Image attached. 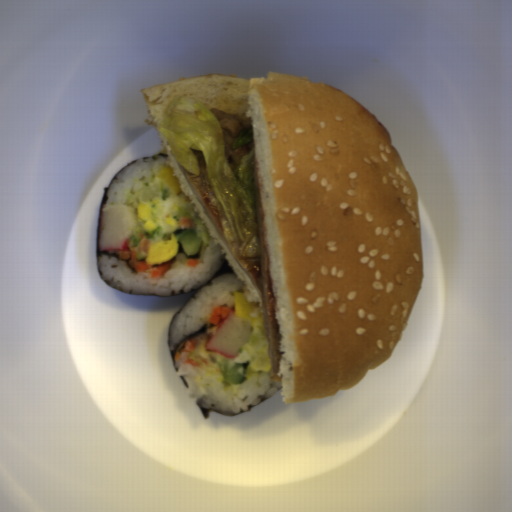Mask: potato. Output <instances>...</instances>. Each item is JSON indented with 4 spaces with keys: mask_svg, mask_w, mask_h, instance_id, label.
I'll return each instance as SVG.
<instances>
[{
    "mask_svg": "<svg viewBox=\"0 0 512 512\" xmlns=\"http://www.w3.org/2000/svg\"><path fill=\"white\" fill-rule=\"evenodd\" d=\"M173 167L166 166L162 168L158 173L159 180L165 184L173 194H179L182 190L180 188V182L176 176L172 175Z\"/></svg>",
    "mask_w": 512,
    "mask_h": 512,
    "instance_id": "obj_1",
    "label": "potato"
}]
</instances>
